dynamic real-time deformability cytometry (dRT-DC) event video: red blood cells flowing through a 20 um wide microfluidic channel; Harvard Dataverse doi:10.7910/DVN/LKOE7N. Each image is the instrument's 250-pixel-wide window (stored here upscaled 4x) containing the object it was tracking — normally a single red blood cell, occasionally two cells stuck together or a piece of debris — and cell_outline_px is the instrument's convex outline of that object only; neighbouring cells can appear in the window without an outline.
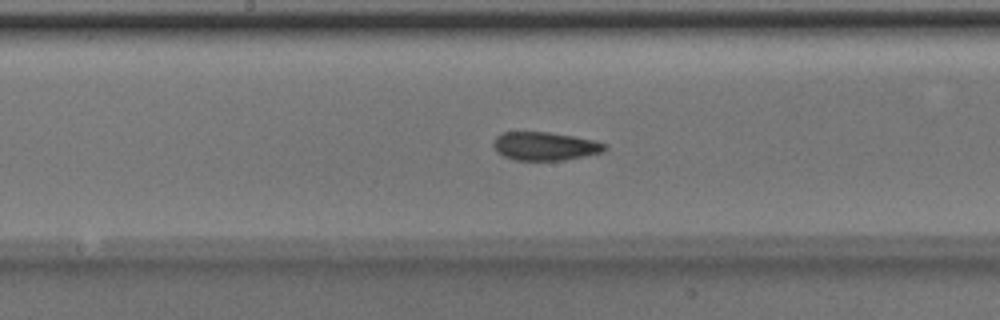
{"species": "Egyptian fruit bat (a non-hibernating species)", "species_latin": "Rousettus aegyptiacus", "temperature_condition": "room temperature", "stored_images_in_passage": 49, "camera_frame_rate_fps": 3000, "um_per_image_px": 0.085, "animal": {"sex": "male"}, "frame": {"image": 1, "passage_image": 24, "time_ms": 7.667, "image_size_px": [1000, 320], "cell_outline_px": [[608, 148], [604, 152], [564, 160], [516, 160], [504, 156], [496, 152], [492, 144], [496, 136], [504, 132], [548, 132], [596, 140], [604, 144]], "centroid_in_image_um": [46.32, 12.42], "position_along_channel_um": 201.9, "area_um2": 18.44}}
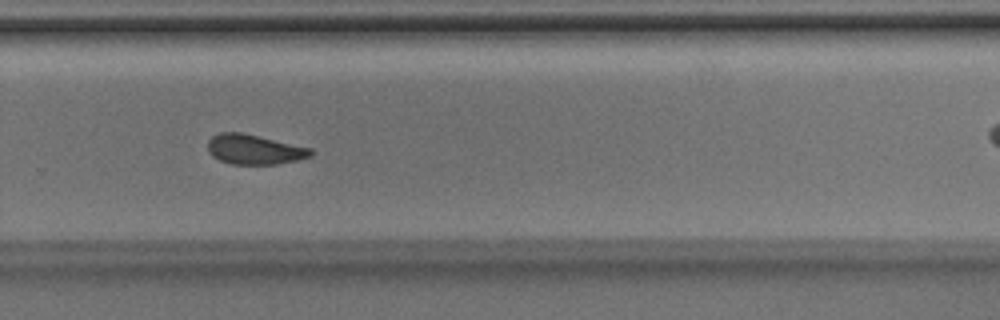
{"frame": {"image": 2, "passage_image": 32, "time_ms": 10.333, "image_size_px": [1000, 320], "cell_outline_px": [[312, 156], [296, 160], [276, 164], [232, 164], [220, 160], [212, 156], [208, 152], [208, 140], [212, 136], [220, 132], [240, 132], [312, 148]], "centroid_in_image_um": [21.59, 12.7], "position_along_channel_um": 308.2, "area_um2": 17.8}}
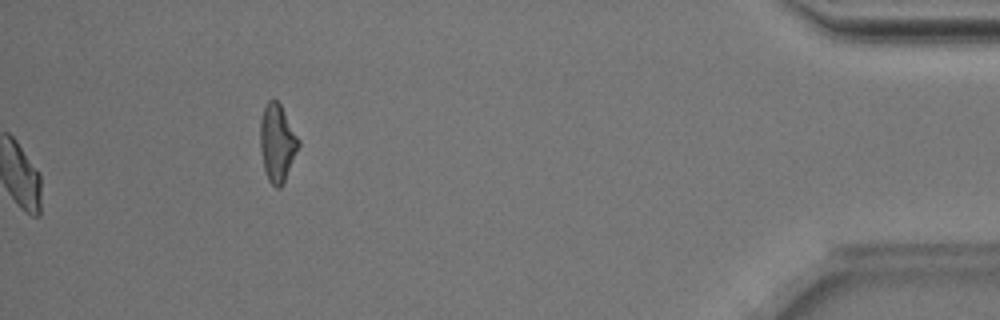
{"frame": {"image": 3, "passage_image": 49, "time_ms": 16.0, "image_size_px": [1000, 320], "cell_outline_px": [[300, 144], [284, 180], [280, 188], [276, 188], [268, 180], [264, 168], [260, 148], [260, 120], [264, 108], [268, 100], [276, 100], [280, 104], [300, 140]], "centroid_in_image_um": [23.55, 12.13], "position_along_channel_um": 411.6, "area_um2": 17.05}, "authors_computed_cell_mechanics": {"area_um2": 18.3226, "velocity_mm_per_s": 4.0045, "shape_relaxation_time_tau1_ms": 5.446, "shape_relaxation_time_tau2_ms": 2.2312, "deformation_change_tau1": 0.1452, "deformation_change_tau2": 0.0785}}